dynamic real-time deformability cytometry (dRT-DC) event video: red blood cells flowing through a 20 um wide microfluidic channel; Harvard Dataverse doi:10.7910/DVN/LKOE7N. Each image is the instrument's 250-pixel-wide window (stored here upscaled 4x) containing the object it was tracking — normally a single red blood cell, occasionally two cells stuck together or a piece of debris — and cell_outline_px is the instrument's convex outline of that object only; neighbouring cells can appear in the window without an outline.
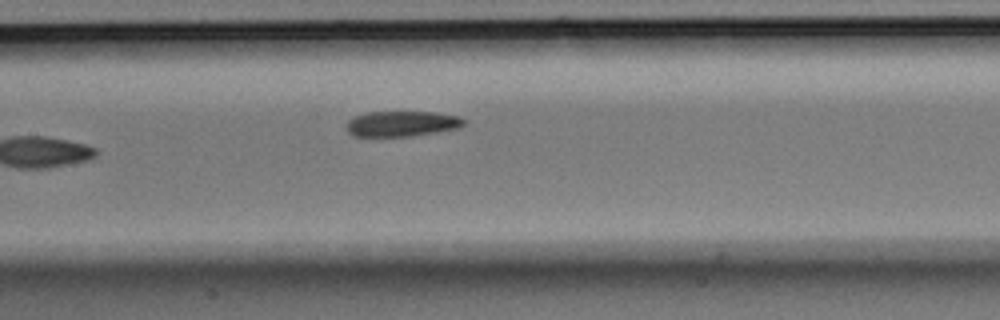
{"species": "Egyptian fruit bat (a non-hibernating species)", "species_latin": "Rousettus aegyptiacus", "temperature_condition": "room temperature", "stored_images_in_passage": 8, "segment_of_instrument_passage": [2, 2], "camera_frame_rate_fps": 3000, "um_per_image_px": 0.085, "animal": {"sex": "male"}, "frame": {"image": 1, "passage_image": 8, "time_ms": 2.333, "image_size_px": [1000, 320], "cell_outline_px": [[464, 124], [460, 128], [412, 136], [352, 136], [348, 132], [348, 120], [356, 116], [368, 112], [436, 112], [460, 116], [464, 120]], "centroid_in_image_um": [34.19, 10.51], "position_along_channel_um": 173.2, "area_um2": 17.34}}